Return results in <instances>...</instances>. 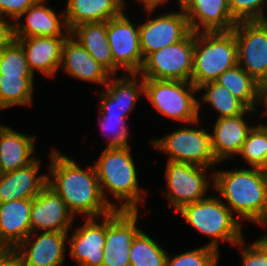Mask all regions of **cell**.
Returning <instances> with one entry per match:
<instances>
[{
    "mask_svg": "<svg viewBox=\"0 0 267 266\" xmlns=\"http://www.w3.org/2000/svg\"><path fill=\"white\" fill-rule=\"evenodd\" d=\"M50 159L47 185L65 201L74 216L101 218L114 211L103 198L93 164L81 168L55 148Z\"/></svg>",
    "mask_w": 267,
    "mask_h": 266,
    "instance_id": "cell-1",
    "label": "cell"
},
{
    "mask_svg": "<svg viewBox=\"0 0 267 266\" xmlns=\"http://www.w3.org/2000/svg\"><path fill=\"white\" fill-rule=\"evenodd\" d=\"M211 175L214 190L240 222L267 226V175L260 168L214 170Z\"/></svg>",
    "mask_w": 267,
    "mask_h": 266,
    "instance_id": "cell-2",
    "label": "cell"
},
{
    "mask_svg": "<svg viewBox=\"0 0 267 266\" xmlns=\"http://www.w3.org/2000/svg\"><path fill=\"white\" fill-rule=\"evenodd\" d=\"M130 152V147H106L94 165L103 198L114 210L139 211L138 205H144L146 191L139 188L136 163ZM107 195L113 196L119 205Z\"/></svg>",
    "mask_w": 267,
    "mask_h": 266,
    "instance_id": "cell-3",
    "label": "cell"
},
{
    "mask_svg": "<svg viewBox=\"0 0 267 266\" xmlns=\"http://www.w3.org/2000/svg\"><path fill=\"white\" fill-rule=\"evenodd\" d=\"M177 212L192 228L211 238L205 246L219 250V241L237 244L242 238V223L218 196L182 206Z\"/></svg>",
    "mask_w": 267,
    "mask_h": 266,
    "instance_id": "cell-4",
    "label": "cell"
},
{
    "mask_svg": "<svg viewBox=\"0 0 267 266\" xmlns=\"http://www.w3.org/2000/svg\"><path fill=\"white\" fill-rule=\"evenodd\" d=\"M238 64L233 31L194 32L191 82L198 88Z\"/></svg>",
    "mask_w": 267,
    "mask_h": 266,
    "instance_id": "cell-5",
    "label": "cell"
},
{
    "mask_svg": "<svg viewBox=\"0 0 267 266\" xmlns=\"http://www.w3.org/2000/svg\"><path fill=\"white\" fill-rule=\"evenodd\" d=\"M192 82L144 78V97L160 115L189 124L199 120L200 101Z\"/></svg>",
    "mask_w": 267,
    "mask_h": 266,
    "instance_id": "cell-6",
    "label": "cell"
},
{
    "mask_svg": "<svg viewBox=\"0 0 267 266\" xmlns=\"http://www.w3.org/2000/svg\"><path fill=\"white\" fill-rule=\"evenodd\" d=\"M199 121L201 120L189 123V126H181L164 137L155 138L151 144L168 156L167 161L215 168L218 163L211 149V133L202 127H195L196 124L199 125Z\"/></svg>",
    "mask_w": 267,
    "mask_h": 266,
    "instance_id": "cell-7",
    "label": "cell"
},
{
    "mask_svg": "<svg viewBox=\"0 0 267 266\" xmlns=\"http://www.w3.org/2000/svg\"><path fill=\"white\" fill-rule=\"evenodd\" d=\"M194 32L184 40L149 54L138 74L142 78L191 82Z\"/></svg>",
    "mask_w": 267,
    "mask_h": 266,
    "instance_id": "cell-8",
    "label": "cell"
},
{
    "mask_svg": "<svg viewBox=\"0 0 267 266\" xmlns=\"http://www.w3.org/2000/svg\"><path fill=\"white\" fill-rule=\"evenodd\" d=\"M232 31L238 65L263 85L267 81V20L239 21Z\"/></svg>",
    "mask_w": 267,
    "mask_h": 266,
    "instance_id": "cell-9",
    "label": "cell"
},
{
    "mask_svg": "<svg viewBox=\"0 0 267 266\" xmlns=\"http://www.w3.org/2000/svg\"><path fill=\"white\" fill-rule=\"evenodd\" d=\"M166 165L167 190L163 194L169 201L168 207H174L177 212L186 204L208 197L209 180L206 173L209 168L172 161H167Z\"/></svg>",
    "mask_w": 267,
    "mask_h": 266,
    "instance_id": "cell-10",
    "label": "cell"
},
{
    "mask_svg": "<svg viewBox=\"0 0 267 266\" xmlns=\"http://www.w3.org/2000/svg\"><path fill=\"white\" fill-rule=\"evenodd\" d=\"M108 44L114 58V76L118 70L124 73H139L143 63L140 48L139 25L130 21L123 11L107 21Z\"/></svg>",
    "mask_w": 267,
    "mask_h": 266,
    "instance_id": "cell-11",
    "label": "cell"
},
{
    "mask_svg": "<svg viewBox=\"0 0 267 266\" xmlns=\"http://www.w3.org/2000/svg\"><path fill=\"white\" fill-rule=\"evenodd\" d=\"M139 211L114 210L105 215V246L102 266H130L129 252L138 227Z\"/></svg>",
    "mask_w": 267,
    "mask_h": 266,
    "instance_id": "cell-12",
    "label": "cell"
},
{
    "mask_svg": "<svg viewBox=\"0 0 267 266\" xmlns=\"http://www.w3.org/2000/svg\"><path fill=\"white\" fill-rule=\"evenodd\" d=\"M180 12H167L139 25L140 48L145 59L154 51L184 40L192 31L182 7Z\"/></svg>",
    "mask_w": 267,
    "mask_h": 266,
    "instance_id": "cell-13",
    "label": "cell"
},
{
    "mask_svg": "<svg viewBox=\"0 0 267 266\" xmlns=\"http://www.w3.org/2000/svg\"><path fill=\"white\" fill-rule=\"evenodd\" d=\"M137 73L114 75L100 93L99 116L128 117L141 95H144V78L138 80ZM115 77V78H114Z\"/></svg>",
    "mask_w": 267,
    "mask_h": 266,
    "instance_id": "cell-14",
    "label": "cell"
},
{
    "mask_svg": "<svg viewBox=\"0 0 267 266\" xmlns=\"http://www.w3.org/2000/svg\"><path fill=\"white\" fill-rule=\"evenodd\" d=\"M67 237L68 232H31L14 249L25 266H64Z\"/></svg>",
    "mask_w": 267,
    "mask_h": 266,
    "instance_id": "cell-15",
    "label": "cell"
},
{
    "mask_svg": "<svg viewBox=\"0 0 267 266\" xmlns=\"http://www.w3.org/2000/svg\"><path fill=\"white\" fill-rule=\"evenodd\" d=\"M73 220L65 201L50 186L32 199L31 232H68Z\"/></svg>",
    "mask_w": 267,
    "mask_h": 266,
    "instance_id": "cell-16",
    "label": "cell"
},
{
    "mask_svg": "<svg viewBox=\"0 0 267 266\" xmlns=\"http://www.w3.org/2000/svg\"><path fill=\"white\" fill-rule=\"evenodd\" d=\"M45 1L38 0L12 24V38L55 37L70 34L65 20V11L57 15ZM23 16H26L24 17L26 23H21Z\"/></svg>",
    "mask_w": 267,
    "mask_h": 266,
    "instance_id": "cell-17",
    "label": "cell"
},
{
    "mask_svg": "<svg viewBox=\"0 0 267 266\" xmlns=\"http://www.w3.org/2000/svg\"><path fill=\"white\" fill-rule=\"evenodd\" d=\"M192 32L232 31L237 21L228 0H180Z\"/></svg>",
    "mask_w": 267,
    "mask_h": 266,
    "instance_id": "cell-18",
    "label": "cell"
},
{
    "mask_svg": "<svg viewBox=\"0 0 267 266\" xmlns=\"http://www.w3.org/2000/svg\"><path fill=\"white\" fill-rule=\"evenodd\" d=\"M86 218L85 223L74 229L68 238L71 259L78 266H102L105 242V216ZM77 266V265H76Z\"/></svg>",
    "mask_w": 267,
    "mask_h": 266,
    "instance_id": "cell-19",
    "label": "cell"
},
{
    "mask_svg": "<svg viewBox=\"0 0 267 266\" xmlns=\"http://www.w3.org/2000/svg\"><path fill=\"white\" fill-rule=\"evenodd\" d=\"M59 70L78 80L105 86L112 76L88 51L70 34L62 46Z\"/></svg>",
    "mask_w": 267,
    "mask_h": 266,
    "instance_id": "cell-20",
    "label": "cell"
},
{
    "mask_svg": "<svg viewBox=\"0 0 267 266\" xmlns=\"http://www.w3.org/2000/svg\"><path fill=\"white\" fill-rule=\"evenodd\" d=\"M256 111L248 109L241 115L216 120L211 134V149L217 163L238 156L248 133L254 126L247 123V119L244 120L245 115Z\"/></svg>",
    "mask_w": 267,
    "mask_h": 266,
    "instance_id": "cell-21",
    "label": "cell"
},
{
    "mask_svg": "<svg viewBox=\"0 0 267 266\" xmlns=\"http://www.w3.org/2000/svg\"><path fill=\"white\" fill-rule=\"evenodd\" d=\"M40 165V159L36 158L28 166L2 173L0 177V203L36 197L47 186L48 182L47 174L38 176Z\"/></svg>",
    "mask_w": 267,
    "mask_h": 266,
    "instance_id": "cell-22",
    "label": "cell"
},
{
    "mask_svg": "<svg viewBox=\"0 0 267 266\" xmlns=\"http://www.w3.org/2000/svg\"><path fill=\"white\" fill-rule=\"evenodd\" d=\"M67 36H38L13 38L23 48L28 66L33 73L39 71L50 78L55 77L61 65L62 46Z\"/></svg>",
    "mask_w": 267,
    "mask_h": 266,
    "instance_id": "cell-23",
    "label": "cell"
},
{
    "mask_svg": "<svg viewBox=\"0 0 267 266\" xmlns=\"http://www.w3.org/2000/svg\"><path fill=\"white\" fill-rule=\"evenodd\" d=\"M32 134L18 132L7 125H0V170L2 173L23 168L35 157V138Z\"/></svg>",
    "mask_w": 267,
    "mask_h": 266,
    "instance_id": "cell-24",
    "label": "cell"
},
{
    "mask_svg": "<svg viewBox=\"0 0 267 266\" xmlns=\"http://www.w3.org/2000/svg\"><path fill=\"white\" fill-rule=\"evenodd\" d=\"M32 199L0 203V242L15 248L30 233Z\"/></svg>",
    "mask_w": 267,
    "mask_h": 266,
    "instance_id": "cell-25",
    "label": "cell"
},
{
    "mask_svg": "<svg viewBox=\"0 0 267 266\" xmlns=\"http://www.w3.org/2000/svg\"><path fill=\"white\" fill-rule=\"evenodd\" d=\"M124 0H67L65 20L69 30L81 23L107 22L120 15Z\"/></svg>",
    "mask_w": 267,
    "mask_h": 266,
    "instance_id": "cell-26",
    "label": "cell"
},
{
    "mask_svg": "<svg viewBox=\"0 0 267 266\" xmlns=\"http://www.w3.org/2000/svg\"><path fill=\"white\" fill-rule=\"evenodd\" d=\"M70 35L114 75V58L108 44L107 22L81 23L70 30Z\"/></svg>",
    "mask_w": 267,
    "mask_h": 266,
    "instance_id": "cell-27",
    "label": "cell"
},
{
    "mask_svg": "<svg viewBox=\"0 0 267 266\" xmlns=\"http://www.w3.org/2000/svg\"><path fill=\"white\" fill-rule=\"evenodd\" d=\"M216 83L226 87L233 96L241 100L249 109L256 110L261 84L248 74L240 65L225 70Z\"/></svg>",
    "mask_w": 267,
    "mask_h": 266,
    "instance_id": "cell-28",
    "label": "cell"
},
{
    "mask_svg": "<svg viewBox=\"0 0 267 266\" xmlns=\"http://www.w3.org/2000/svg\"><path fill=\"white\" fill-rule=\"evenodd\" d=\"M205 91L201 98L203 102L209 103L212 109L219 114V118L234 117L245 113L249 108L226 88L215 81L207 82L198 87V93Z\"/></svg>",
    "mask_w": 267,
    "mask_h": 266,
    "instance_id": "cell-29",
    "label": "cell"
},
{
    "mask_svg": "<svg viewBox=\"0 0 267 266\" xmlns=\"http://www.w3.org/2000/svg\"><path fill=\"white\" fill-rule=\"evenodd\" d=\"M34 76H5L0 74V111L33 103Z\"/></svg>",
    "mask_w": 267,
    "mask_h": 266,
    "instance_id": "cell-30",
    "label": "cell"
},
{
    "mask_svg": "<svg viewBox=\"0 0 267 266\" xmlns=\"http://www.w3.org/2000/svg\"><path fill=\"white\" fill-rule=\"evenodd\" d=\"M168 252L143 229L134 238L130 252V266H166Z\"/></svg>",
    "mask_w": 267,
    "mask_h": 266,
    "instance_id": "cell-31",
    "label": "cell"
},
{
    "mask_svg": "<svg viewBox=\"0 0 267 266\" xmlns=\"http://www.w3.org/2000/svg\"><path fill=\"white\" fill-rule=\"evenodd\" d=\"M238 155L249 167L261 168L267 158V127L262 123L254 125Z\"/></svg>",
    "mask_w": 267,
    "mask_h": 266,
    "instance_id": "cell-32",
    "label": "cell"
},
{
    "mask_svg": "<svg viewBox=\"0 0 267 266\" xmlns=\"http://www.w3.org/2000/svg\"><path fill=\"white\" fill-rule=\"evenodd\" d=\"M0 74L5 76H34L22 46L11 39L0 50Z\"/></svg>",
    "mask_w": 267,
    "mask_h": 266,
    "instance_id": "cell-33",
    "label": "cell"
},
{
    "mask_svg": "<svg viewBox=\"0 0 267 266\" xmlns=\"http://www.w3.org/2000/svg\"><path fill=\"white\" fill-rule=\"evenodd\" d=\"M220 253L205 245L172 257L167 255L166 266H218Z\"/></svg>",
    "mask_w": 267,
    "mask_h": 266,
    "instance_id": "cell-34",
    "label": "cell"
},
{
    "mask_svg": "<svg viewBox=\"0 0 267 266\" xmlns=\"http://www.w3.org/2000/svg\"><path fill=\"white\" fill-rule=\"evenodd\" d=\"M99 127L107 136L108 148H126L128 145L129 130L125 117L99 116Z\"/></svg>",
    "mask_w": 267,
    "mask_h": 266,
    "instance_id": "cell-35",
    "label": "cell"
},
{
    "mask_svg": "<svg viewBox=\"0 0 267 266\" xmlns=\"http://www.w3.org/2000/svg\"><path fill=\"white\" fill-rule=\"evenodd\" d=\"M232 17L237 21L267 20L264 6L267 0H228Z\"/></svg>",
    "mask_w": 267,
    "mask_h": 266,
    "instance_id": "cell-36",
    "label": "cell"
},
{
    "mask_svg": "<svg viewBox=\"0 0 267 266\" xmlns=\"http://www.w3.org/2000/svg\"><path fill=\"white\" fill-rule=\"evenodd\" d=\"M37 1L38 0H0V16L6 20L11 19V23L13 24Z\"/></svg>",
    "mask_w": 267,
    "mask_h": 266,
    "instance_id": "cell-37",
    "label": "cell"
},
{
    "mask_svg": "<svg viewBox=\"0 0 267 266\" xmlns=\"http://www.w3.org/2000/svg\"><path fill=\"white\" fill-rule=\"evenodd\" d=\"M244 243L246 241L242 238L235 244V246L240 247L242 266H267V256L253 242L250 245H247V243L245 245Z\"/></svg>",
    "mask_w": 267,
    "mask_h": 266,
    "instance_id": "cell-38",
    "label": "cell"
},
{
    "mask_svg": "<svg viewBox=\"0 0 267 266\" xmlns=\"http://www.w3.org/2000/svg\"><path fill=\"white\" fill-rule=\"evenodd\" d=\"M12 39V23L0 16V50Z\"/></svg>",
    "mask_w": 267,
    "mask_h": 266,
    "instance_id": "cell-39",
    "label": "cell"
},
{
    "mask_svg": "<svg viewBox=\"0 0 267 266\" xmlns=\"http://www.w3.org/2000/svg\"><path fill=\"white\" fill-rule=\"evenodd\" d=\"M1 266H25L22 257L13 249L3 260Z\"/></svg>",
    "mask_w": 267,
    "mask_h": 266,
    "instance_id": "cell-40",
    "label": "cell"
},
{
    "mask_svg": "<svg viewBox=\"0 0 267 266\" xmlns=\"http://www.w3.org/2000/svg\"><path fill=\"white\" fill-rule=\"evenodd\" d=\"M145 8V12L149 15H153V12L156 10L158 6H163V4L167 3L168 0H138Z\"/></svg>",
    "mask_w": 267,
    "mask_h": 266,
    "instance_id": "cell-41",
    "label": "cell"
},
{
    "mask_svg": "<svg viewBox=\"0 0 267 266\" xmlns=\"http://www.w3.org/2000/svg\"><path fill=\"white\" fill-rule=\"evenodd\" d=\"M258 104L265 105V110L262 113V115L267 117V87H265L264 85H261V87H260ZM262 125L267 127V125L265 123Z\"/></svg>",
    "mask_w": 267,
    "mask_h": 266,
    "instance_id": "cell-42",
    "label": "cell"
},
{
    "mask_svg": "<svg viewBox=\"0 0 267 266\" xmlns=\"http://www.w3.org/2000/svg\"><path fill=\"white\" fill-rule=\"evenodd\" d=\"M253 243L262 251V253L265 256H267V234L266 233L263 236L256 239L255 242Z\"/></svg>",
    "mask_w": 267,
    "mask_h": 266,
    "instance_id": "cell-43",
    "label": "cell"
},
{
    "mask_svg": "<svg viewBox=\"0 0 267 266\" xmlns=\"http://www.w3.org/2000/svg\"><path fill=\"white\" fill-rule=\"evenodd\" d=\"M14 248L6 243L0 242V266L5 259V257L13 250Z\"/></svg>",
    "mask_w": 267,
    "mask_h": 266,
    "instance_id": "cell-44",
    "label": "cell"
},
{
    "mask_svg": "<svg viewBox=\"0 0 267 266\" xmlns=\"http://www.w3.org/2000/svg\"><path fill=\"white\" fill-rule=\"evenodd\" d=\"M260 169L267 175V158L264 165Z\"/></svg>",
    "mask_w": 267,
    "mask_h": 266,
    "instance_id": "cell-45",
    "label": "cell"
}]
</instances>
